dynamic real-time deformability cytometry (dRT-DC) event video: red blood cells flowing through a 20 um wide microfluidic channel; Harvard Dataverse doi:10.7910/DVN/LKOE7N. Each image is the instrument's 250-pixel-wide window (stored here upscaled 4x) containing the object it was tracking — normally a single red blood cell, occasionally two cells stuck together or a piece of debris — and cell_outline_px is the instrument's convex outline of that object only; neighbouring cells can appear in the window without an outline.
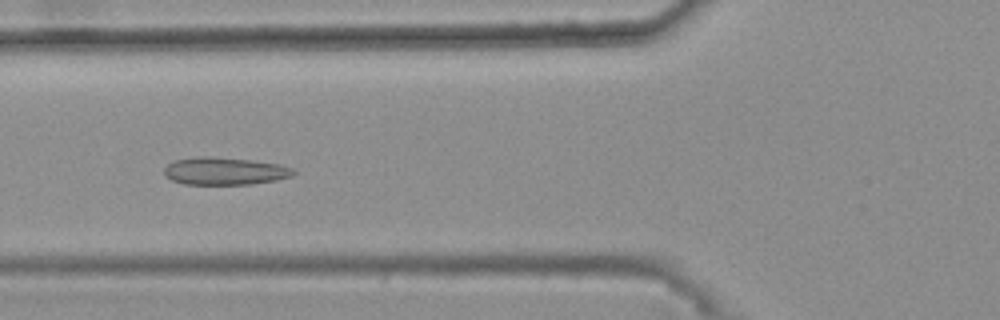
{"species": "common noctule bat (a hibernating species)", "species_latin": "Nyctalus noctula", "temperature_condition": "warm", "stored_images_in_passage": 48, "camera_frame_rate_fps": 3000, "um_per_image_px": 0.085, "animal": {"sex": "female", "body_mass_g": 25.1}, "frame": {"image": 1, "passage_image": 21, "time_ms": 6.667, "image_size_px": [1000, 320], "cell_outline_px": [[296, 172], [292, 176], [276, 180], [252, 184], [184, 184], [172, 180], [164, 176], [164, 168], [172, 160], [196, 156], [212, 156], [248, 160], [280, 164], [292, 168]], "centroid_in_image_um": [19.06, 14.53], "position_along_channel_um": 106.7, "area_um2": 20.87}}
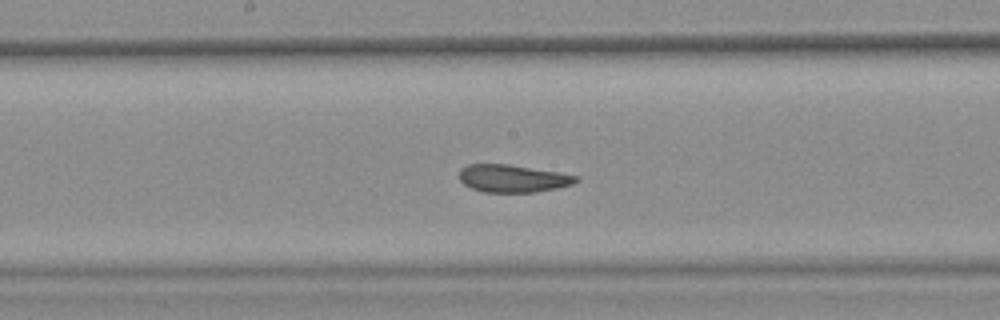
{"frame": {"image": 2, "passage_image": 29, "time_ms": 9.333, "image_size_px": [1000, 320], "cell_outline_px": [[580, 180], [572, 184], [556, 188], [532, 192], [484, 192], [472, 188], [464, 184], [460, 180], [460, 168], [468, 164], [508, 164], [580, 176]], "centroid_in_image_um": [43.58, 15.16], "position_along_channel_um": 204.6, "area_um2": 18.61}}
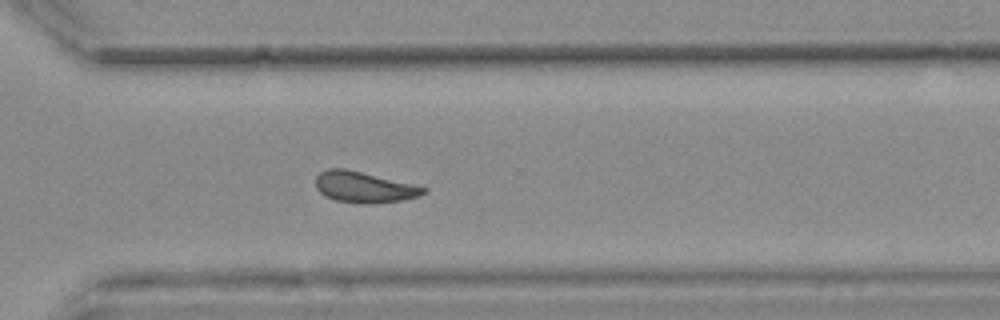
{"frame": {"image": 3, "passage_image": 40, "time_ms": 13.0, "image_size_px": [1000, 320], "cell_outline_px": [[428, 192], [420, 196], [404, 200], [376, 204], [360, 204], [336, 200], [320, 192], [316, 188], [316, 176], [320, 172], [328, 168], [344, 168], [412, 184], [428, 188]], "centroid_in_image_um": [30.98, 15.92], "position_along_channel_um": 339.6, "area_um2": 19.48}, "authors_computed_cell_mechanics": {"area_um2": 20.23, "velocity_mm_per_s": 3.6788, "shape_relaxation_time_tau1_ms": null, "shape_relaxation_time_tau2_ms": 1.5843, "deformation_change_tau1": null, "deformation_change_tau2": 0.0613}}